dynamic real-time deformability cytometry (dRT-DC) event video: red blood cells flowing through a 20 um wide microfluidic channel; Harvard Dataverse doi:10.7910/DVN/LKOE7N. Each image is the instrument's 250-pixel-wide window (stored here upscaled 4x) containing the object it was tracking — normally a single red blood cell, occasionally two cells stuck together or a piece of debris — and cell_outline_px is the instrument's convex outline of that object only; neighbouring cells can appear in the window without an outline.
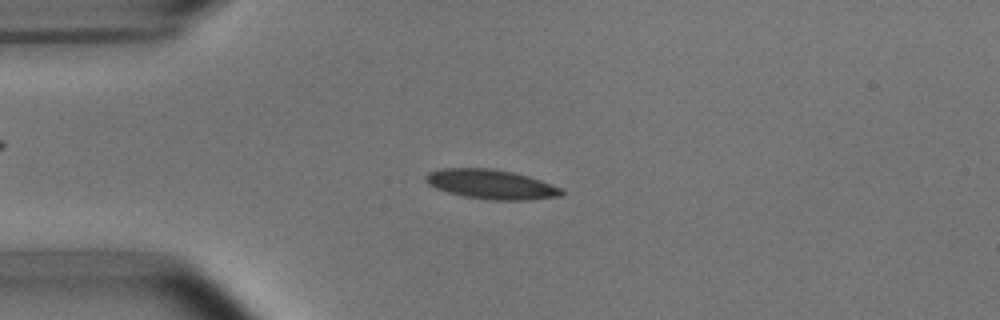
{"species": "common noctule bat (a hibernating species)", "species_latin": "Nyctalus noctula", "temperature_condition": "room temperature", "stored_images_in_passage": 5, "camera_frame_rate_fps": 3000, "um_per_image_px": 0.085, "animal": {"sex": "male", "body_mass_g": 15.6}, "frame": {"image": 1, "passage_image": 3, "time_ms": 2.333, "image_size_px": [1000, 320], "cell_outline_px": [[564, 192], [560, 196], [528, 200], [488, 200], [464, 196], [448, 192], [436, 188], [428, 184], [424, 180], [424, 176], [428, 172], [440, 168], [492, 168], [512, 172], [528, 176], [564, 188]], "centroid_in_image_um": [41.74, 15.66], "position_along_channel_um": 43.3, "area_um2": 23.52}}